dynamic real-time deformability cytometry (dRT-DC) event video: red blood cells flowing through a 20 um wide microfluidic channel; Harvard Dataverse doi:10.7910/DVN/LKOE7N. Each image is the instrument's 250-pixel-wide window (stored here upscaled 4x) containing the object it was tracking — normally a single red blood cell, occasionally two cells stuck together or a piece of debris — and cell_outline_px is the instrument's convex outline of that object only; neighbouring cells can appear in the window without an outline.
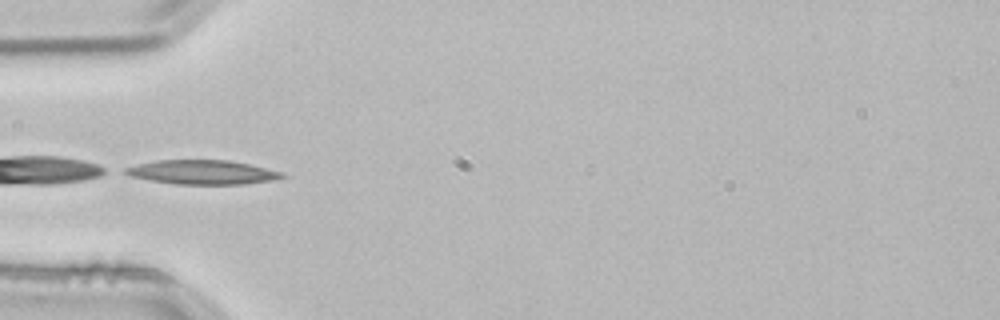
{"species": "common noctule bat (a hibernating species)", "species_latin": "Nyctalus noctula", "temperature_condition": "room temperature", "stored_images_in_passage": 2, "camera_frame_rate_fps": 3000, "um_per_image_px": 0.085, "animal": {"sex": "male", "body_mass_g": 21.5, "forearm_length_mm": 52.0}, "frame": {"image": 1, "passage_image": 2, "time_ms": 0.333, "image_size_px": [1000, 320], "cell_outline_px": [[288, 176], [272, 180], [244, 184], [176, 184], [152, 180], [132, 176], [124, 172], [124, 168], [136, 164], [156, 160], [228, 160], [248, 164], [280, 172]], "centroid_in_image_um": [17.18, 14.63], "position_along_channel_um": 67.8, "area_um2": 21.79}}